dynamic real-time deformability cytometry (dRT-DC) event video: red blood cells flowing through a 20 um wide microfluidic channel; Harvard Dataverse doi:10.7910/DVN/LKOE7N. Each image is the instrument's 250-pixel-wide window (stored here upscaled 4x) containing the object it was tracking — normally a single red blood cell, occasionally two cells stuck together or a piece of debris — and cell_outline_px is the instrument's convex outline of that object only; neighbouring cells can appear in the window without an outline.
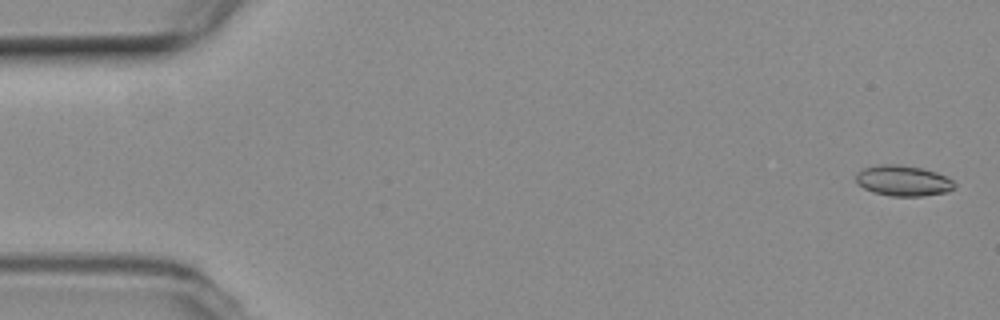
{"species": "common noctule bat (a hibernating species)", "species_latin": "Nyctalus noctula", "temperature_condition": "room temperature", "stored_images_in_passage": 54, "camera_frame_rate_fps": 3000, "um_per_image_px": 0.085, "animal": {"sex": "female", "body_mass_g": 19.3, "forearm_length_mm": 54.1}, "frame": {"image": 1, "passage_image": 2, "time_ms": 0.333, "image_size_px": [1000, 320], "cell_outline_px": [[956, 184], [948, 192], [924, 196], [892, 196], [872, 192], [864, 188], [856, 180], [856, 172], [864, 168], [876, 164], [896, 164], [920, 168], [936, 172], [952, 180]], "centroid_in_image_um": [76.75, 15.36], "position_along_channel_um": 8.3, "area_um2": 17.51}}
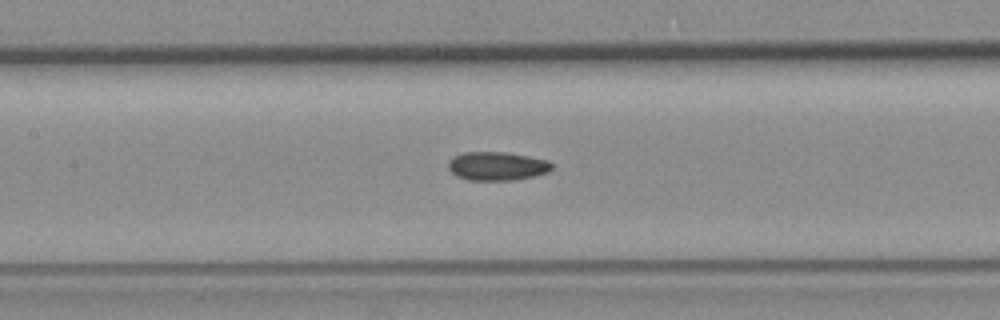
{"frame": {"image": 2, "passage_image": 25, "time_ms": 8.0, "image_size_px": [1000, 320], "cell_outline_px": [[552, 168], [548, 172], [532, 176], [512, 180], [468, 180], [456, 176], [448, 168], [448, 160], [464, 152], [504, 152], [528, 156], [548, 160], [552, 164]], "centroid_in_image_um": [42.23, 14.12], "position_along_channel_um": 165.2, "area_um2": 17.17}}
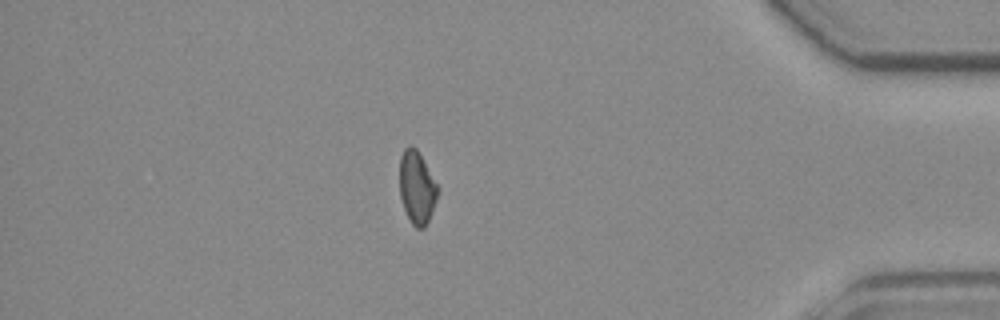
{"frame": {"image": 3, "passage_image": 47, "time_ms": 15.333, "image_size_px": [1000, 320], "cell_outline_px": [[440, 188], [436, 200], [428, 220], [424, 228], [416, 228], [412, 224], [404, 208], [400, 196], [400, 156], [404, 148], [416, 148]], "centroid_in_image_um": [35.44, 15.94], "position_along_channel_um": 399.8, "area_um2": 15.9}, "authors_computed_cell_mechanics": {"area_um2": 16.8487, "velocity_mm_per_s": 3.7823, "shape_relaxation_time_tau1_ms": null, "shape_relaxation_time_tau2_ms": 4.5718, "deformation_change_tau1": null, "deformation_change_tau2": 0.1003}}